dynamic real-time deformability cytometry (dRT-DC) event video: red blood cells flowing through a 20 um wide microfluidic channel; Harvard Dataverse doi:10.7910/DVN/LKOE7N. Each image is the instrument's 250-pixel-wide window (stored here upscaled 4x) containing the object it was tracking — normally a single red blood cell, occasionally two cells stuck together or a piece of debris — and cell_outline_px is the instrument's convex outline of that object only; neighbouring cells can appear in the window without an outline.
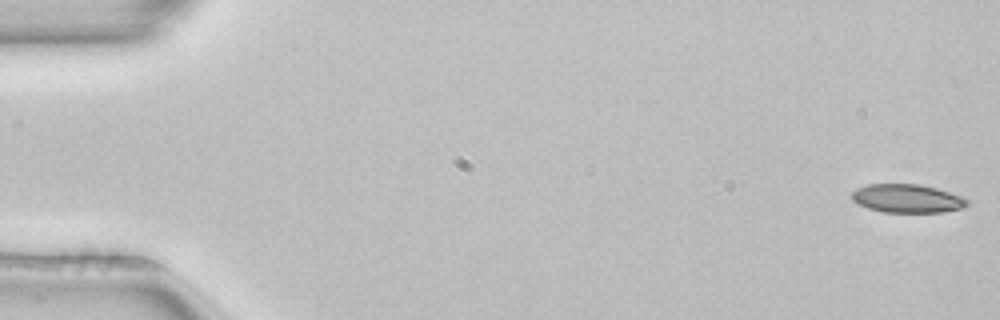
{"species": "common noctule bat (a hibernating species)", "species_latin": "Nyctalus noctula", "temperature_condition": "room temperature", "stored_images_in_passage": 52, "camera_frame_rate_fps": 3000, "um_per_image_px": 0.085, "animal": {"sex": "female", "body_mass_g": 22.7, "forearm_length_mm": 54.2}, "frame": {"image": 1, "passage_image": 1, "time_ms": 0.0, "image_size_px": [1000, 320], "cell_outline_px": [[968, 204], [964, 208], [940, 212], [884, 212], [868, 208], [852, 200], [852, 192], [856, 188], [868, 184], [920, 184], [936, 188], [960, 196], [968, 200]], "centroid_in_image_um": [77.1, 16.87], "position_along_channel_um": 7.9, "area_um2": 19.02}}
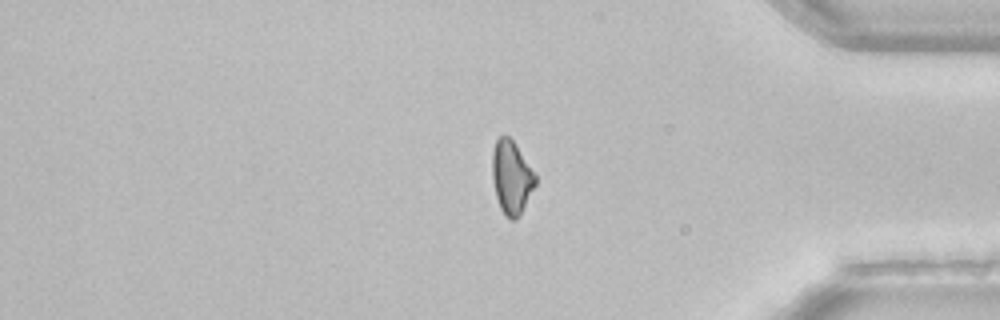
{"frame": {"image": 2, "passage_image": 43, "time_ms": 14.0, "image_size_px": [1000, 320], "cell_outline_px": [[536, 184], [520, 216], [516, 220], [512, 220], [504, 216], [500, 208], [496, 196], [492, 180], [492, 152], [496, 140], [500, 136], [508, 136], [512, 140], [536, 176]], "centroid_in_image_um": [43.46, 15.12], "position_along_channel_um": 391.7, "area_um2": 18.32}}
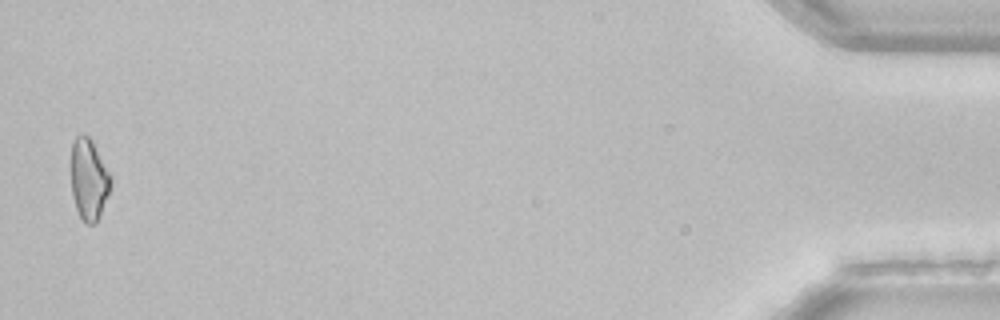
{"frame": {"image": 3, "passage_image": 51, "time_ms": 16.667, "image_size_px": [1000, 320], "cell_outline_px": [[112, 180], [100, 216], [96, 224], [84, 224], [76, 208], [72, 196], [72, 140], [76, 136], [88, 136], [92, 140], [112, 176]], "centroid_in_image_um": [7.56, 15.27], "position_along_channel_um": 427.6, "area_um2": 18.67}}